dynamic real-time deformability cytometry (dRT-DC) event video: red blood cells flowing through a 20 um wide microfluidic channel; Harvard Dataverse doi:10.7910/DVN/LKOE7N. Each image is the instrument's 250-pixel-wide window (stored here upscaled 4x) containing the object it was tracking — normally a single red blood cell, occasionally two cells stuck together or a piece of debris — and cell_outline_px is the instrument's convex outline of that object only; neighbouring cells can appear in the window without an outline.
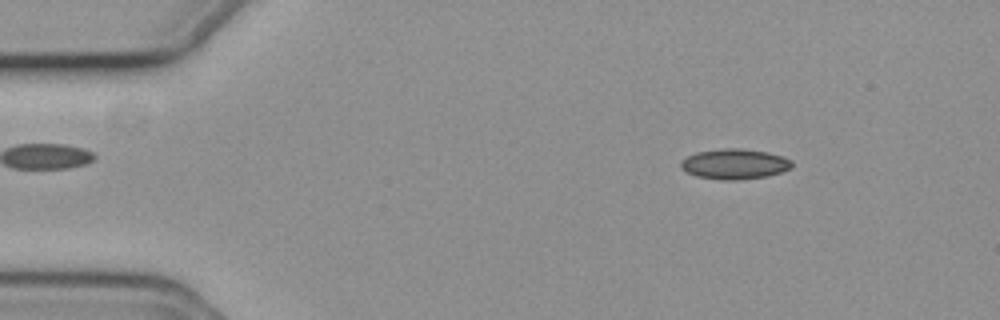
{"species": "common noctule bat (a hibernating species)", "species_latin": "Nyctalus noctula", "temperature_condition": "cold", "stored_images_in_passage": 56, "camera_frame_rate_fps": 3000, "um_per_image_px": 0.085, "animal": {"sex": "female", "body_mass_g": 19.3, "forearm_length_mm": 54.1}, "frame": {"image": 1, "passage_image": 8, "time_ms": 2.333, "image_size_px": [1000, 320], "cell_outline_px": [[792, 168], [784, 172], [768, 176], [736, 180], [720, 180], [696, 176], [684, 172], [680, 168], [680, 160], [696, 152], [720, 148], [740, 148], [768, 152], [784, 156], [792, 160]], "centroid_in_image_um": [62.44, 13.94], "position_along_channel_um": 22.6, "area_um2": 20.06}}
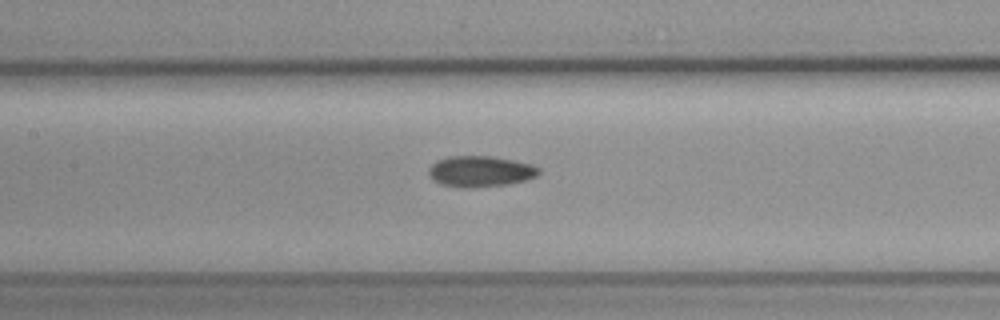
{"frame": {"image": 2, "passage_image": 26, "time_ms": 8.333, "image_size_px": [1000, 320], "cell_outline_px": [[540, 172], [536, 176], [524, 180], [508, 184], [464, 188], [440, 184], [432, 180], [428, 172], [428, 168], [436, 160], [452, 156], [492, 156], [532, 164], [540, 168]], "centroid_in_image_um": [40.8, 14.56], "position_along_channel_um": 166.6, "area_um2": 19.83}}
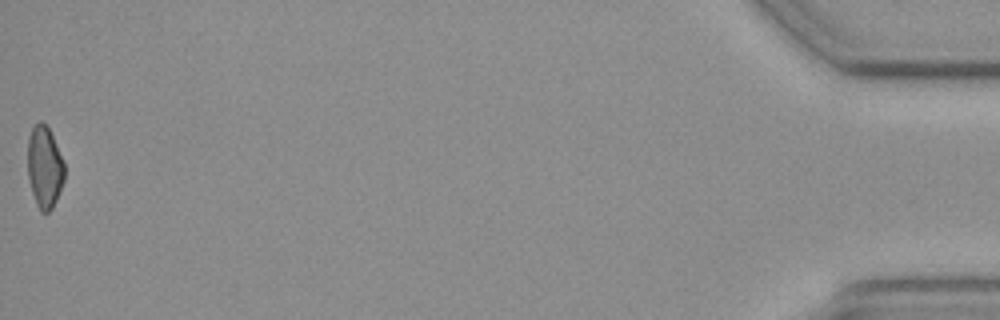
{"frame": {"image": 3, "passage_image": 56, "time_ms": 18.333, "image_size_px": [1000, 320], "cell_outline_px": [[64, 180], [56, 200], [52, 208], [48, 212], [40, 212], [36, 204], [28, 180], [28, 136], [32, 128], [40, 120], [48, 128], [52, 136], [64, 164]], "centroid_in_image_um": [3.77, 14.23], "position_along_channel_um": 431.4, "area_um2": 17.34}, "authors_computed_cell_mechanics": {"area_um2": 18.8428, "velocity_mm_per_s": 3.736, "shape_relaxation_time_tau1_ms": null, "shape_relaxation_time_tau2_ms": 9.6555, "deformation_change_tau1": null, "deformation_change_tau2": 0.1485}}